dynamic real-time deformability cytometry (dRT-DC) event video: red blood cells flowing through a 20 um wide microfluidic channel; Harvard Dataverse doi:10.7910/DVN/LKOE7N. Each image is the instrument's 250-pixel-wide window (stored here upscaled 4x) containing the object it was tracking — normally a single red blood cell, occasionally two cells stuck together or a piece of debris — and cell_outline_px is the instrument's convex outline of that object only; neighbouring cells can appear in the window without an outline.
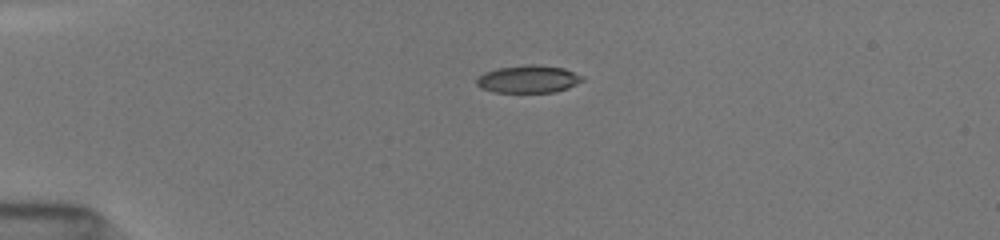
{"species": "common noctule bat (a hibernating species)", "species_latin": "Nyctalus noctula", "temperature_condition": "room temperature", "stored_images_in_passage": 35, "camera_frame_rate_fps": 3000, "um_per_image_px": 0.085, "animal": {"sex": "female", "body_mass_g": 19.5, "forearm_length_mm": 54.1}, "frame": {"image": 1, "passage_image": 1, "time_ms": 0.0, "image_size_px": [1000, 240], "cell_outline_px": [[584, 80], [568, 88], [556, 92], [492, 92], [480, 88], [476, 84], [476, 80], [484, 72], [496, 68], [528, 64], [540, 64], [564, 68], [584, 76]], "centroid_in_image_um": [44.91, 6.72], "position_along_channel_um": 40.1, "area_um2": 17.22}}
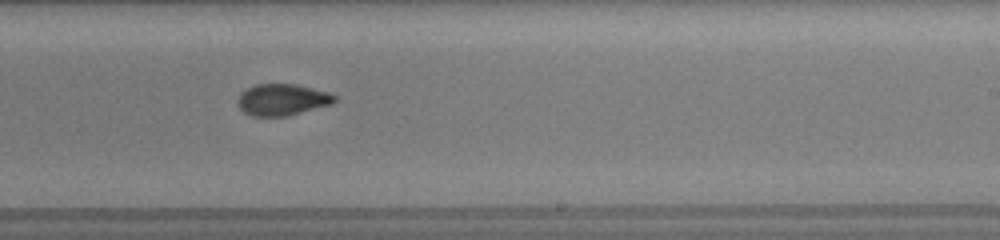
{"frame": {"image": 2, "passage_image": 15, "time_ms": 6.667, "image_size_px": [1000, 240], "cell_outline_px": [[336, 100], [332, 104], [288, 116], [252, 116], [244, 112], [236, 104], [236, 100], [240, 92], [256, 84], [296, 84], [328, 92], [336, 96]], "centroid_in_image_um": [23.96, 8.47], "position_along_channel_um": 265.0, "area_um2": 17.92}}
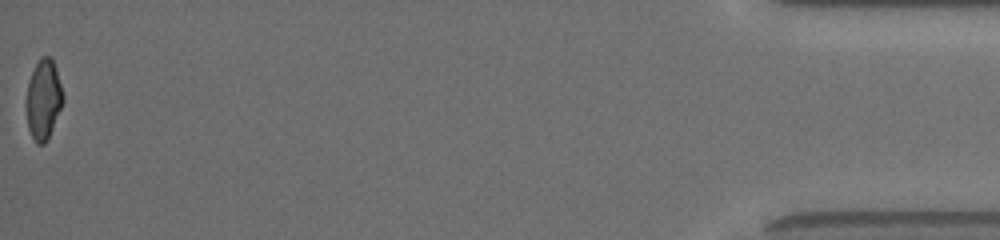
{"frame": {"image": 3, "passage_image": 35, "time_ms": 13.0, "image_size_px": [1000, 240], "cell_outline_px": [[64, 100], [52, 128], [44, 144], [36, 144], [28, 128], [24, 104], [24, 100], [28, 80], [40, 56], [52, 56], [56, 68], [64, 96]], "centroid_in_image_um": [3.66, 8.42], "position_along_channel_um": 431.5, "area_um2": 17.4}, "authors_computed_cell_mechanics": {"area_um2": 17.8024, "velocity_mm_per_s": 4.0031, "shape_relaxation_time_tau1_ms": 4.6513, "shape_relaxation_time_tau2_ms": 1.7813, "deformation_change_tau1": 0.1458, "deformation_change_tau2": 0.0688}}